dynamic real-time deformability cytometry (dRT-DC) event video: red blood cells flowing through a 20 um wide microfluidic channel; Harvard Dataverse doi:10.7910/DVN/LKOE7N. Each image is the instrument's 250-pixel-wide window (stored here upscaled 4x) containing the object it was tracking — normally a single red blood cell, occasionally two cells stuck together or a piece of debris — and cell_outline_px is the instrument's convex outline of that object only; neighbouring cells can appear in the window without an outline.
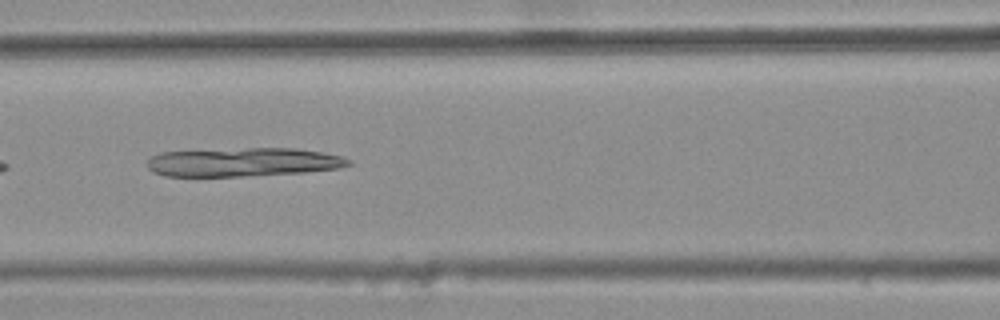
{"species": "common noctule bat (a hibernating species)", "species_latin": "Nyctalus noctula", "temperature_condition": "warm", "stored_images_in_passage": 7, "camera_frame_rate_fps": 3000, "um_per_image_px": 0.085, "animal": {"sex": "female", "body_mass_g": 25.1}, "frame": {"image": 1, "passage_image": 7, "time_ms": 2.0, "image_size_px": [1000, 320], "cell_outline_px": [[352, 164], [340, 168], [304, 172], [240, 176], [164, 176], [152, 172], [148, 168], [148, 160], [152, 156], [160, 152], [248, 148], [296, 148], [320, 152], [340, 156], [352, 160]], "centroid_in_image_um": [20.66, 13.78], "position_along_channel_um": 145.9, "area_um2": 33.58}}